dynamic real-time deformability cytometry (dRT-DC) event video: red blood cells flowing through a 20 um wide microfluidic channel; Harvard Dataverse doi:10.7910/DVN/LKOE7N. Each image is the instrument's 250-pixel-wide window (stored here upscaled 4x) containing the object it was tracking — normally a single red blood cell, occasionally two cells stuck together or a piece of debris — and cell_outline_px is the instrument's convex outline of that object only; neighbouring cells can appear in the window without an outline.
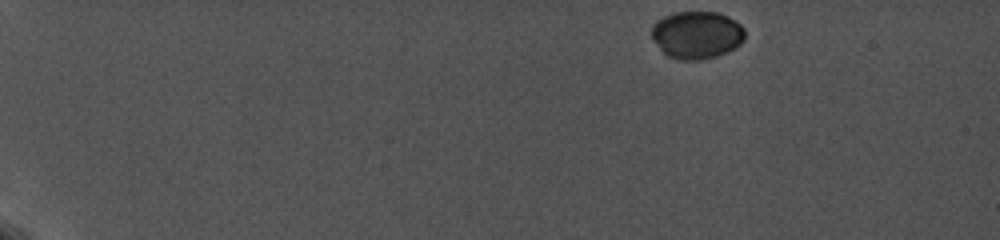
{"species": "common noctule bat (a hibernating species)", "species_latin": "Nyctalus noctula", "temperature_condition": "cold", "stored_images_in_passage": 10, "camera_frame_rate_fps": 5000, "um_per_image_px": 0.085, "animal": {"sex": "female", "body_mass_g": 19.0, "forearm_length_mm": 56.7}, "frame": {"image": 1, "passage_image": 1, "time_ms": 0.0, "image_size_px": [1000, 240], "cell_outline_px": [[744, 40], [736, 48], [728, 52], [716, 56], [700, 60], [680, 60], [668, 56], [660, 48], [652, 36], [652, 24], [656, 20], [672, 12], [720, 12], [728, 16], [740, 24], [744, 28]], "centroid_in_image_um": [59.24, 2.96], "position_along_channel_um": 25.8, "area_um2": 26.01}}